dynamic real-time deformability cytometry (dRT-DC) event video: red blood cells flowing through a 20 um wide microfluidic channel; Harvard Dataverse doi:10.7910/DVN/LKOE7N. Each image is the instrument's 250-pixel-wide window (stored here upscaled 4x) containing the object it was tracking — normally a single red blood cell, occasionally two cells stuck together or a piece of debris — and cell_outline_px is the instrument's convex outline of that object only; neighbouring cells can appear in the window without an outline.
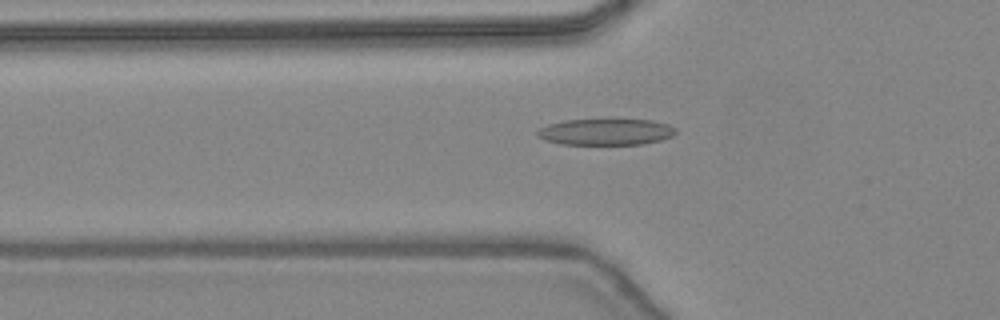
{"species": "common noctule bat (a hibernating species)", "species_latin": "Nyctalus noctula", "temperature_condition": "warm", "stored_images_in_passage": 35, "camera_frame_rate_fps": 3000, "um_per_image_px": 0.085, "animal": {"sex": "female", "body_mass_g": 24.6, "forearm_length_mm": 56.2}, "frame": {"image": 1, "passage_image": 9, "time_ms": 2.667, "image_size_px": [1000, 320], "cell_outline_px": [[676, 132], [672, 136], [660, 140], [640, 144], [560, 144], [544, 140], [536, 136], [536, 132], [540, 128], [548, 124], [564, 120], [652, 120], [668, 124], [676, 128]], "centroid_in_image_um": [51.46, 11.21], "position_along_channel_um": 74.3, "area_um2": 21.15}}
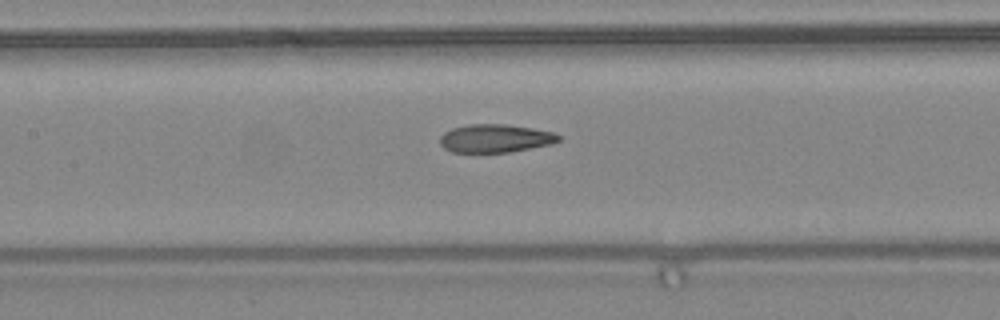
{"frame": {"image": 2, "passage_image": 15, "time_ms": 4.667, "image_size_px": [1000, 320], "cell_outline_px": [[560, 140], [552, 144], [508, 152], [452, 152], [444, 148], [440, 144], [440, 136], [444, 132], [452, 128], [468, 124], [504, 124], [532, 128], [552, 132], [560, 136]], "centroid_in_image_um": [42.07, 11.76], "position_along_channel_um": 165.3, "area_um2": 19.42}}
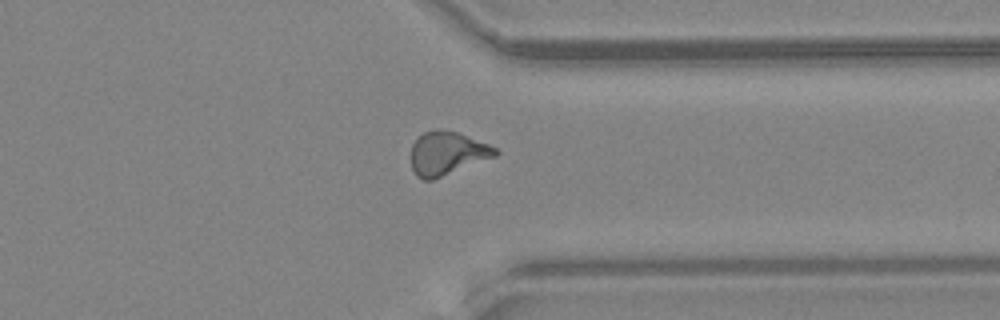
{"frame": {"image": 3, "passage_image": 29, "time_ms": 9.333, "image_size_px": [1000, 320], "cell_outline_px": [[500, 152], [496, 156], [432, 180], [424, 180], [416, 176], [412, 168], [412, 144], [424, 132], [436, 128], [456, 132], [488, 144], [496, 148]], "centroid_in_image_um": [38.0, 13.03], "position_along_channel_um": 373.4, "area_um2": 21.1}}